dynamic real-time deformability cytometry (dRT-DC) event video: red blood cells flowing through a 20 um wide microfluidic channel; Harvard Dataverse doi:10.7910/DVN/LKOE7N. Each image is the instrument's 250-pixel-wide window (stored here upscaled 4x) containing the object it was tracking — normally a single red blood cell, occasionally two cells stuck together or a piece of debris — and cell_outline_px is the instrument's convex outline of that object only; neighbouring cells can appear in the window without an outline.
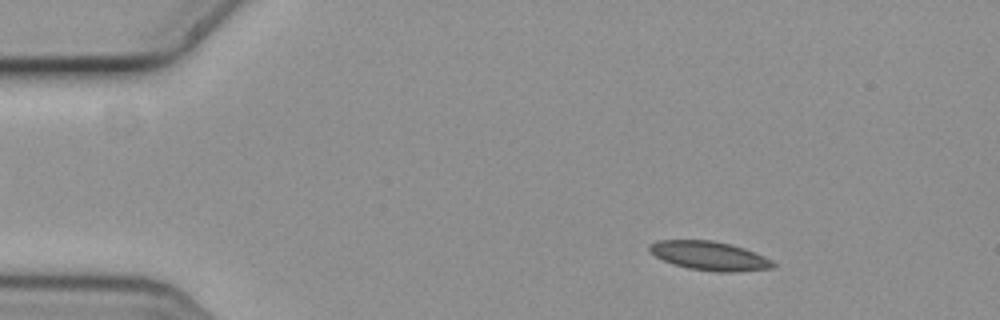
{"species": "common noctule bat (a hibernating species)", "species_latin": "Nyctalus noctula", "temperature_condition": "cold", "stored_images_in_passage": 58, "camera_frame_rate_fps": 3000, "um_per_image_px": 0.085, "animal": {"sex": "female", "body_mass_g": 19.3, "forearm_length_mm": 54.1}, "frame": {"image": 1, "passage_image": 9, "time_ms": 2.667, "image_size_px": [1000, 320], "cell_outline_px": [[776, 264], [772, 268], [732, 272], [716, 272], [688, 268], [664, 260], [656, 256], [648, 248], [648, 244], [656, 240], [712, 240], [732, 244], [744, 248], [764, 256], [772, 260]], "centroid_in_image_um": [60.31, 21.73], "position_along_channel_um": 24.7, "area_um2": 20.75}}
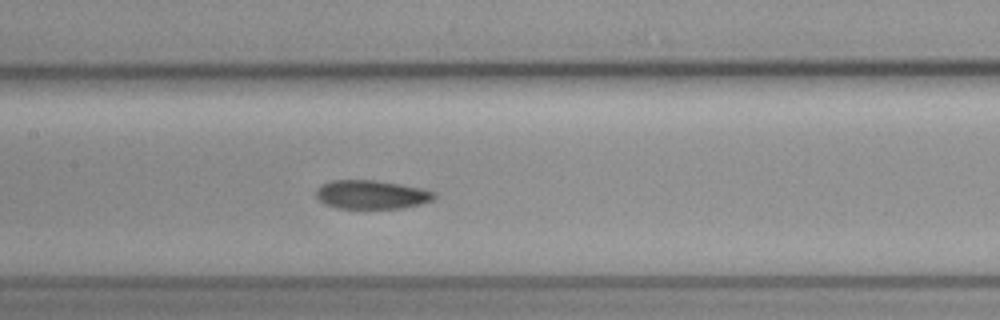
{"frame": {"image": 2, "passage_image": 28, "time_ms": 9.0, "image_size_px": [1000, 320], "cell_outline_px": [[436, 196], [432, 200], [420, 204], [400, 208], [336, 208], [324, 204], [316, 196], [316, 188], [320, 184], [332, 180], [376, 180], [424, 188], [436, 192]], "centroid_in_image_um": [31.57, 16.53], "position_along_channel_um": 175.8, "area_um2": 19.94}}
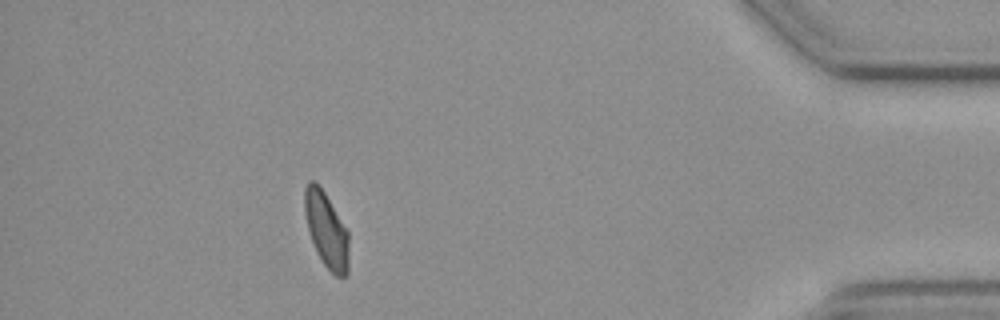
{"frame": {"image": 3, "passage_image": 52, "time_ms": 17.0, "image_size_px": [1000, 320], "cell_outline_px": [[348, 272], [344, 276], [336, 276], [324, 264], [316, 252], [308, 228], [304, 212], [304, 188], [308, 180], [316, 180], [348, 228]], "centroid_in_image_um": [27.74, 19.48], "position_along_channel_um": 407.5, "area_um2": 19.54}, "authors_computed_cell_mechanics": {"area_um2": 20.1722, "velocity_mm_per_s": 3.5912, "shape_relaxation_time_tau1_ms": 4.2063, "shape_relaxation_time_tau2_ms": null, "deformation_change_tau1": 0.0818, "deformation_change_tau2": null}}